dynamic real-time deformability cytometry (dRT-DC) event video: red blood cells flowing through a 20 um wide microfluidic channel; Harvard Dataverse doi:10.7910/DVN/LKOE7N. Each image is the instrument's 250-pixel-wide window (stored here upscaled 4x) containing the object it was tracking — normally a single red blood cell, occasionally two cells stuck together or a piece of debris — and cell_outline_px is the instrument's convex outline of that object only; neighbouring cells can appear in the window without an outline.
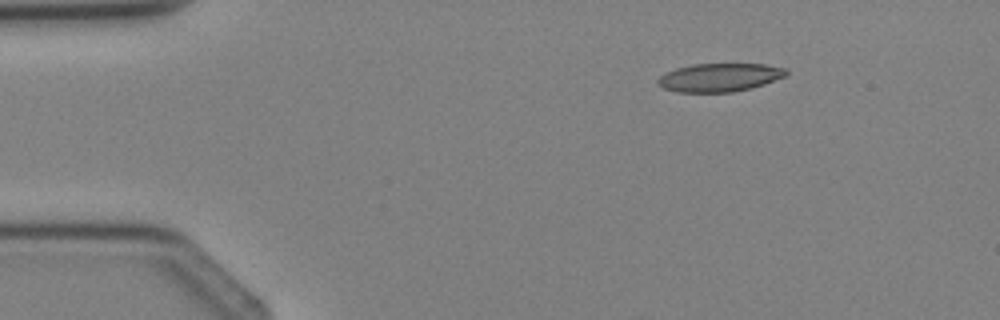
{"species": "Egyptian fruit bat (a non-hibernating species)", "species_latin": "Rousettus aegyptiacus", "temperature_condition": "cold", "stored_images_in_passage": 4, "camera_frame_rate_fps": 3000, "um_per_image_px": 0.085, "animal": {"sex": "female"}, "frame": {"image": 1, "passage_image": 2, "time_ms": 1.0, "image_size_px": [1000, 320], "cell_outline_px": [[788, 76], [752, 88], [732, 92], [676, 92], [664, 88], [656, 84], [656, 80], [664, 72], [676, 68], [692, 64], [764, 64], [788, 68]], "centroid_in_image_um": [61.17, 6.58], "position_along_channel_um": 23.8, "area_um2": 21.5}}
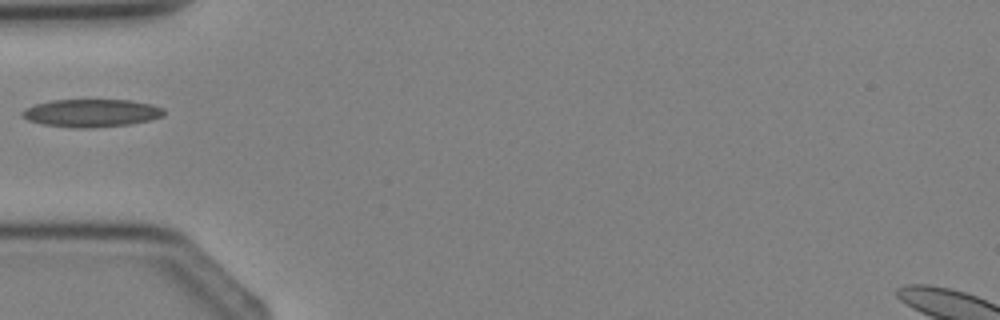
{"frame": {"image": 2, "passage_image": 4, "time_ms": 3.333, "image_size_px": [1000, 320], "cell_outline_px": [[164, 116], [148, 120], [128, 124], [92, 128], [76, 128], [44, 124], [28, 120], [20, 116], [20, 112], [24, 108], [36, 104], [52, 100], [132, 100], [152, 104], [164, 108]], "centroid_in_image_um": [7.76, 9.6], "position_along_channel_um": 77.2, "area_um2": 23.0}}